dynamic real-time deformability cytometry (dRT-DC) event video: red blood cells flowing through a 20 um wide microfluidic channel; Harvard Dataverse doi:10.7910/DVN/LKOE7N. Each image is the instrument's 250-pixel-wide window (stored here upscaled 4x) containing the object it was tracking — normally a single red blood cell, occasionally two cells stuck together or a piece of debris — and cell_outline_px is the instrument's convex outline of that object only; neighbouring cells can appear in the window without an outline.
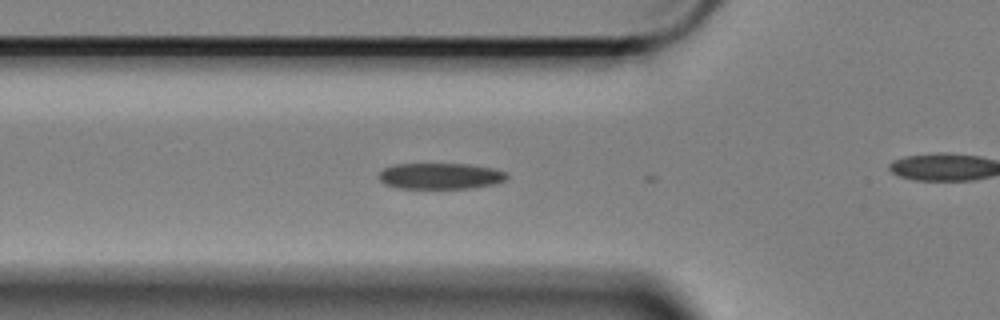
{"species": "Egyptian fruit bat (a non-hibernating species)", "species_latin": "Rousettus aegyptiacus", "temperature_condition": "cold", "stored_images_in_passage": 3, "camera_frame_rate_fps": 3000, "um_per_image_px": 0.085, "animal": {"sex": "female"}, "frame": {"image": 1, "passage_image": 2, "time_ms": 0.333, "image_size_px": [1000, 320], "cell_outline_px": [[508, 176], [504, 180], [496, 184], [472, 188], [396, 188], [384, 184], [376, 176], [384, 168], [396, 164], [468, 164], [496, 168], [508, 172]], "centroid_in_image_um": [37.45, 14.96], "position_along_channel_um": 88.3, "area_um2": 19.71}}